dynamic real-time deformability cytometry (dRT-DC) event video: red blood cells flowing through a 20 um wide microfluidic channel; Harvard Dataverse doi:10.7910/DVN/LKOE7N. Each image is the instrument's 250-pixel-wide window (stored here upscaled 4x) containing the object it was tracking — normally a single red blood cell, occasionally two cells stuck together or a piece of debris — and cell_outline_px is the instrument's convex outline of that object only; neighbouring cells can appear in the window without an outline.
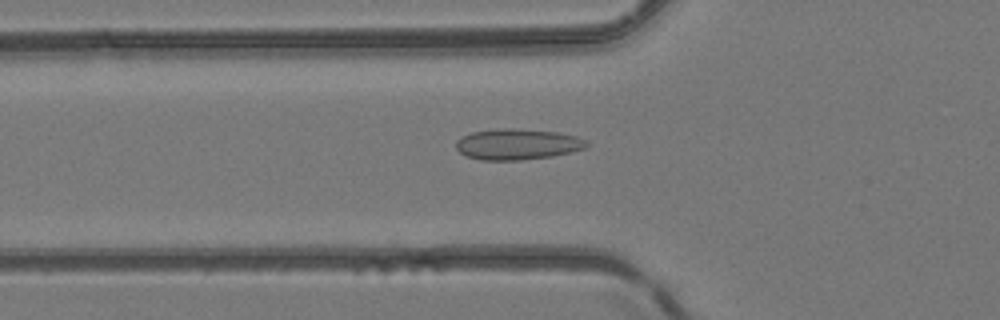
{"species": "common noctule bat (a hibernating species)", "species_latin": "Nyctalus noctula", "temperature_condition": "room temperature", "stored_images_in_passage": 49, "camera_frame_rate_fps": 3000, "um_per_image_px": 0.085, "animal": {"sex": "female", "body_mass_g": 24.6, "forearm_length_mm": 56.2}, "frame": {"image": 1, "passage_image": 18, "time_ms": 5.667, "image_size_px": [1000, 320], "cell_outline_px": [[588, 144], [584, 148], [572, 152], [552, 156], [520, 160], [480, 160], [468, 156], [460, 152], [456, 148], [456, 140], [472, 132], [496, 128], [512, 128], [556, 132], [576, 136], [584, 140]], "centroid_in_image_um": [43.96, 12.26], "position_along_channel_um": 81.8, "area_um2": 23.35}}
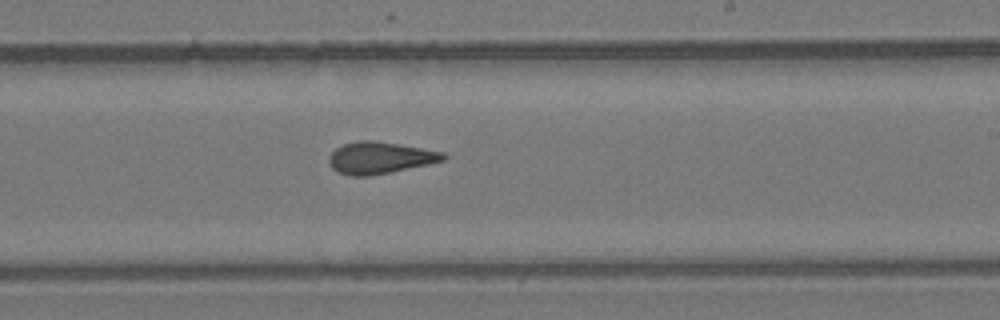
{"frame": {"image": 2, "passage_image": 30, "time_ms": 9.667, "image_size_px": [1000, 320], "cell_outline_px": [[448, 156], [444, 160], [428, 164], [368, 176], [348, 176], [336, 172], [332, 168], [328, 160], [328, 156], [340, 144], [360, 140], [372, 140], [444, 152]], "centroid_in_image_um": [32.23, 13.41], "position_along_channel_um": 256.8, "area_um2": 21.1}}
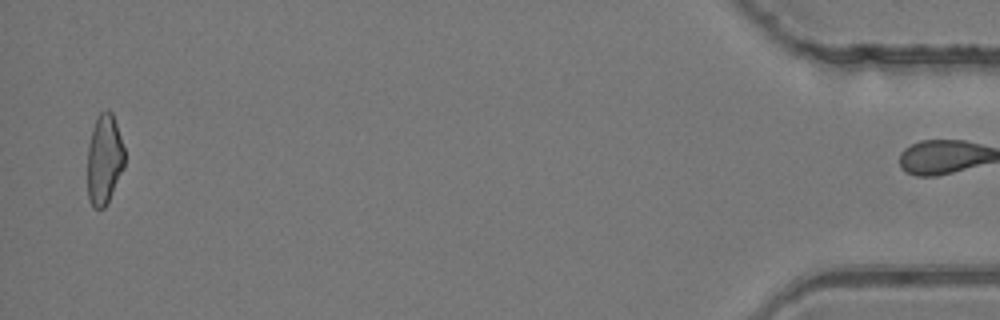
{"frame": {"image": 3, "passage_image": 48, "time_ms": 15.667, "image_size_px": [1000, 320], "cell_outline_px": [[124, 168], [104, 208], [92, 208], [88, 200], [88, 144], [92, 128], [96, 116], [100, 112], [108, 108], [112, 112], [124, 148]], "centroid_in_image_um": [8.85, 13.52], "position_along_channel_um": 426.4, "area_um2": 19.54}}